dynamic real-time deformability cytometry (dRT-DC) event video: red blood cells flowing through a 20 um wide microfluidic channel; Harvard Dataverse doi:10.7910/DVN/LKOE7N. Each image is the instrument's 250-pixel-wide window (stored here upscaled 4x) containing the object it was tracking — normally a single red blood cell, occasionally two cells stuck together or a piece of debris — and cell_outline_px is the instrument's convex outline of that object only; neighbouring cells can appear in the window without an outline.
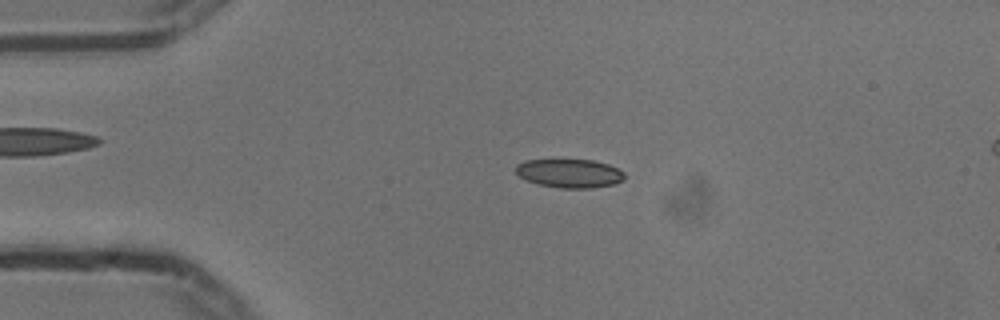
{"species": "common noctule bat (a hibernating species)", "species_latin": "Nyctalus noctula", "temperature_condition": "cold", "stored_images_in_passage": 55, "camera_frame_rate_fps": 3000, "um_per_image_px": 0.085, "animal": {"sex": "male", "body_mass_g": 13.3}, "frame": {"image": 1, "passage_image": 12, "time_ms": 3.667, "image_size_px": [1000, 320], "cell_outline_px": [[624, 180], [616, 184], [592, 188], [560, 188], [536, 184], [520, 176], [516, 172], [516, 164], [524, 160], [592, 160], [608, 164], [624, 172]], "centroid_in_image_um": [48.42, 14.74], "position_along_channel_um": 36.6, "area_um2": 18.21}}
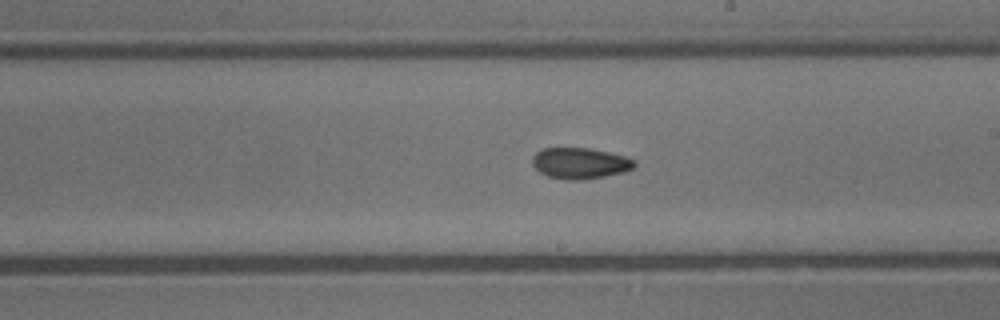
{"frame": {"image": 2, "passage_image": 31, "time_ms": 10.0, "image_size_px": [1000, 320], "cell_outline_px": [[636, 168], [624, 172], [604, 176], [580, 180], [564, 180], [548, 176], [540, 172], [532, 164], [532, 156], [536, 152], [544, 148], [588, 148], [608, 152], [624, 156], [636, 160]], "centroid_in_image_um": [49.32, 13.88], "position_along_channel_um": 239.7, "area_um2": 18.55}}
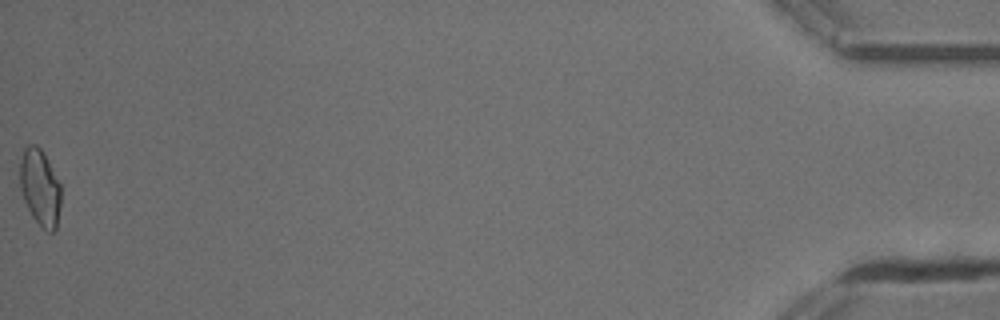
{"frame": {"image": 3, "passage_image": 55, "time_ms": 18.0, "image_size_px": [1000, 320], "cell_outline_px": [[60, 204], [56, 228], [52, 232], [48, 232], [32, 216], [24, 200], [20, 188], [20, 164], [24, 148], [28, 144], [36, 144], [44, 152], [60, 184]], "centroid_in_image_um": [3.39, 15.9], "position_along_channel_um": 431.8, "area_um2": 18.09}, "authors_computed_cell_mechanics": {"area_um2": 18.207, "velocity_mm_per_s": 3.7383, "shape_relaxation_time_tau1_ms": 8.5724, "shape_relaxation_time_tau2_ms": 3.7024, "deformation_change_tau1": 0.1288, "deformation_change_tau2": 0.0856}}